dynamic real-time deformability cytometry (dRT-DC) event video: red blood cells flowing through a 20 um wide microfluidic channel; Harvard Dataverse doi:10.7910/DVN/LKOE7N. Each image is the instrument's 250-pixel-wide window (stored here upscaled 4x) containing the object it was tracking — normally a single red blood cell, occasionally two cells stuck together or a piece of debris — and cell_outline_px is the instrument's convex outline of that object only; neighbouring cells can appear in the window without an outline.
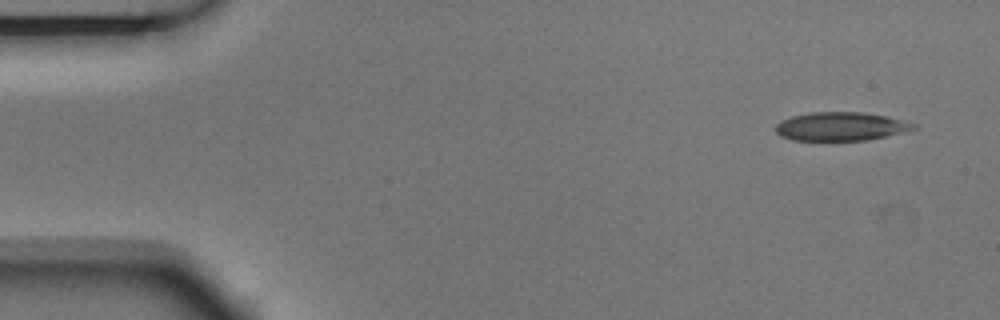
{"species": "Egyptian fruit bat (a non-hibernating species)", "species_latin": "Rousettus aegyptiacus", "temperature_condition": "room temperature", "stored_images_in_passage": 4, "camera_frame_rate_fps": 3000, "um_per_image_px": 0.085, "animal": {"sex": "male"}, "frame": {"image": 1, "passage_image": 1, "time_ms": 0.0, "image_size_px": [1000, 320], "cell_outline_px": [[920, 128], [904, 132], [864, 140], [792, 140], [780, 136], [776, 132], [776, 124], [780, 120], [792, 116], [808, 112], [864, 112], [884, 116], [920, 124]], "centroid_in_image_um": [71.48, 10.74], "position_along_channel_um": 13.5, "area_um2": 23.06}}
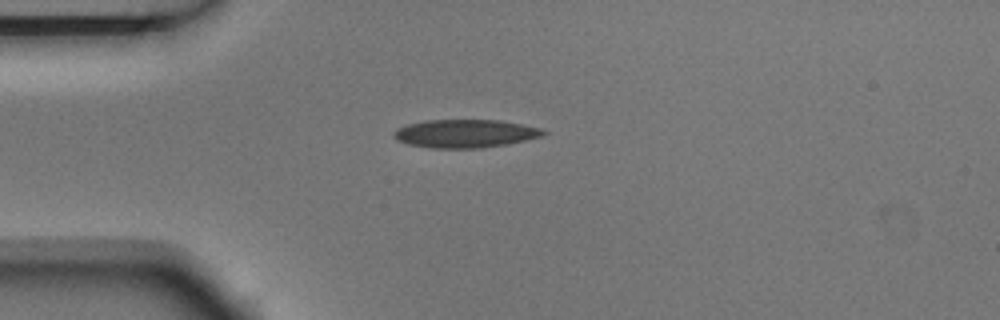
{"frame": {"image": 2, "passage_image": 4, "time_ms": 1.0, "image_size_px": [1000, 320], "cell_outline_px": [[548, 132], [544, 136], [508, 144], [480, 148], [428, 148], [408, 144], [396, 140], [392, 136], [392, 132], [396, 128], [408, 124], [428, 120], [500, 120], [540, 128]], "centroid_in_image_um": [39.52, 11.36], "position_along_channel_um": 45.5, "area_um2": 24.74}}